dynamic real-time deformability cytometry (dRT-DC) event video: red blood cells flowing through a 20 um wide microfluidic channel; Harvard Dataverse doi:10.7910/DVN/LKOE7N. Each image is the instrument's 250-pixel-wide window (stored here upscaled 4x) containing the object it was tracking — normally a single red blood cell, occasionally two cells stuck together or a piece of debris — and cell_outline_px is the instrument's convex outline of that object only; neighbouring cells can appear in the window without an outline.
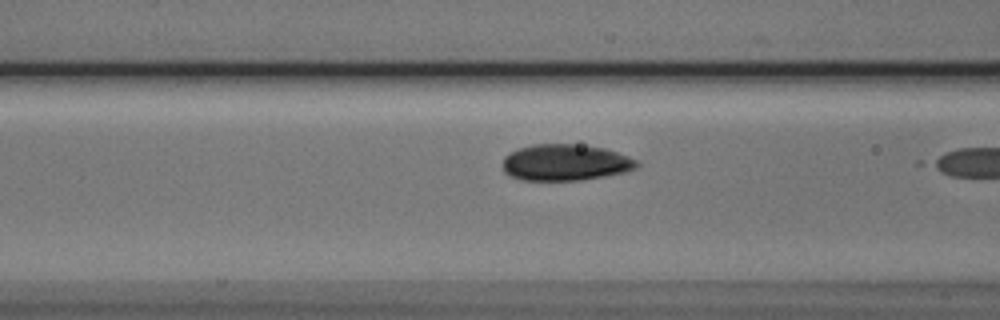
{"species": "Egyptian fruit bat (a non-hibernating species)", "species_latin": "Rousettus aegyptiacus", "temperature_condition": "cold", "stored_images_in_passage": 6, "segment_of_instrument_passage": [1, 2], "camera_frame_rate_fps": 3000, "um_per_image_px": 0.085, "animal": {"sex": "male"}, "frame": {"image": 1, "passage_image": 4, "time_ms": 4.333, "image_size_px": [1000, 320], "cell_outline_px": [[640, 164], [636, 168], [628, 172], [580, 180], [520, 180], [504, 172], [504, 156], [508, 152], [532, 144], [576, 144], [604, 148], [640, 160]], "centroid_in_image_um": [48.09, 13.81], "position_along_channel_um": 118.5, "area_um2": 28.55}}